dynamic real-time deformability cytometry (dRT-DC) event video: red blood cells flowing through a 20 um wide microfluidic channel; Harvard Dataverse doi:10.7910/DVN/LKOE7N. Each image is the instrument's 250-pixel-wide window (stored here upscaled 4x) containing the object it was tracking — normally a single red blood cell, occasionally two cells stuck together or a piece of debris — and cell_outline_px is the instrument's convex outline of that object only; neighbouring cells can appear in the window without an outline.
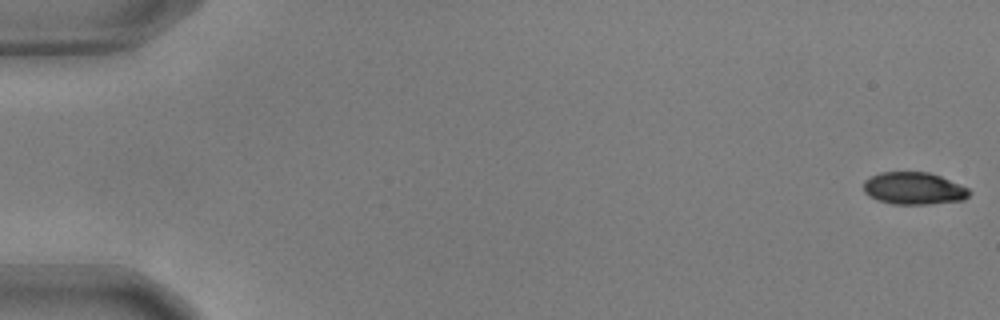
{"species": "common noctule bat (a hibernating species)", "species_latin": "Nyctalus noctula", "temperature_condition": "warm", "stored_images_in_passage": 14, "camera_frame_rate_fps": 3000, "um_per_image_px": 0.085, "animal": {"sex": "male", "body_mass_g": 17.9, "forearm_length_mm": 54.2}, "frame": {"image": 1, "passage_image": 1, "time_ms": 0.0, "image_size_px": [1000, 320], "cell_outline_px": [[972, 192], [964, 200], [932, 204], [892, 204], [876, 200], [864, 192], [864, 180], [880, 172], [928, 172], [940, 176], [968, 188]], "centroid_in_image_um": [77.67, 16.02], "position_along_channel_um": 7.3, "area_um2": 19.94}}